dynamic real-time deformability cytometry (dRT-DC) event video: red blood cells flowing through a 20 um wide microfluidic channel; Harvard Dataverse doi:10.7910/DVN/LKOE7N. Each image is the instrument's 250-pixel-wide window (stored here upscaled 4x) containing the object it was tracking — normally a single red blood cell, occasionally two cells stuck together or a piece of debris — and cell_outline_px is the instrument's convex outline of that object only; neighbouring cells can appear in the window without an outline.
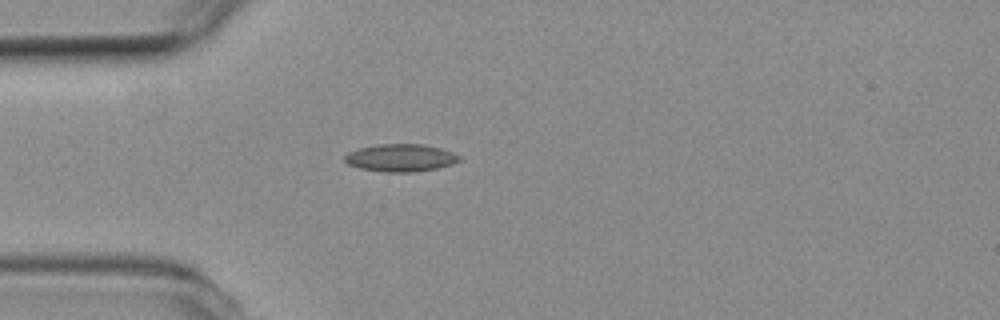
{"species": "common noctule bat (a hibernating species)", "species_latin": "Nyctalus noctula", "temperature_condition": "room temperature", "stored_images_in_passage": 1, "camera_frame_rate_fps": 3000, "um_per_image_px": 0.085, "animal": {"sex": "female", "body_mass_g": 19.3, "forearm_length_mm": 54.1}, "frame": {"image": 1, "passage_image": 1, "time_ms": 0.0, "image_size_px": [1000, 320], "cell_outline_px": [[460, 160], [452, 164], [436, 168], [412, 172], [384, 172], [360, 168], [348, 164], [344, 160], [344, 156], [348, 152], [360, 148], [380, 144], [424, 144], [440, 148], [452, 152], [460, 156]], "centroid_in_image_um": [34.04, 13.41], "position_along_channel_um": 51.0, "area_um2": 18.26}}